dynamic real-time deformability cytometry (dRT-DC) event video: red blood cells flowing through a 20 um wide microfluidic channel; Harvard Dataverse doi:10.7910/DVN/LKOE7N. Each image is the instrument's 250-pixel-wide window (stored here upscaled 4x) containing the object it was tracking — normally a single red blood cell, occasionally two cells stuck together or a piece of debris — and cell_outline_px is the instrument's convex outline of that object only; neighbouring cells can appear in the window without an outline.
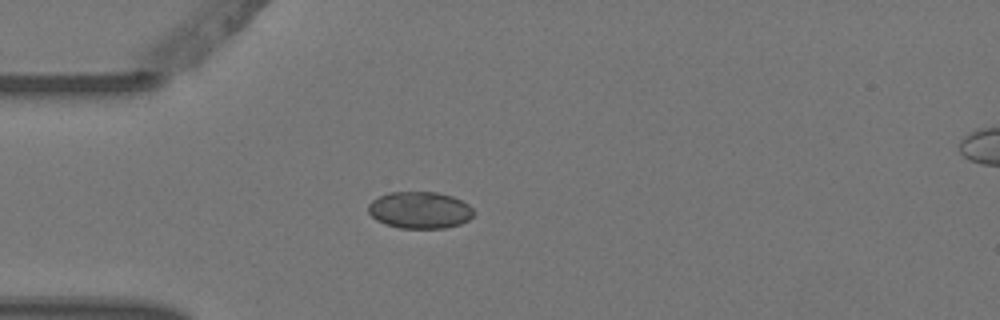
{"species": "Egyptian fruit bat (a non-hibernating species)", "species_latin": "Rousettus aegyptiacus", "temperature_condition": "warm", "stored_images_in_passage": 4, "camera_frame_rate_fps": 3000, "um_per_image_px": 0.085, "animal": {"sex": "female"}, "frame": {"image": 1, "passage_image": 3, "time_ms": 0.667, "image_size_px": [1000, 320], "cell_outline_px": [[472, 216], [468, 220], [460, 224], [444, 228], [400, 228], [384, 224], [376, 220], [368, 212], [368, 204], [372, 200], [388, 192], [436, 192], [452, 196], [468, 204], [472, 208]], "centroid_in_image_um": [35.65, 17.86], "position_along_channel_um": 49.4, "area_um2": 22.6}}